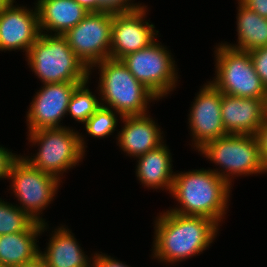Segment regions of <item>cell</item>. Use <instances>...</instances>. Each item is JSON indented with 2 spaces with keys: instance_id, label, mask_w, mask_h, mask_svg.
<instances>
[{
  "instance_id": "cell-14",
  "label": "cell",
  "mask_w": 267,
  "mask_h": 267,
  "mask_svg": "<svg viewBox=\"0 0 267 267\" xmlns=\"http://www.w3.org/2000/svg\"><path fill=\"white\" fill-rule=\"evenodd\" d=\"M33 8L15 2L0 9V51L23 50L27 55L40 35L38 10Z\"/></svg>"
},
{
  "instance_id": "cell-22",
  "label": "cell",
  "mask_w": 267,
  "mask_h": 267,
  "mask_svg": "<svg viewBox=\"0 0 267 267\" xmlns=\"http://www.w3.org/2000/svg\"><path fill=\"white\" fill-rule=\"evenodd\" d=\"M42 224L34 221L17 205L0 198V235L23 231H41Z\"/></svg>"
},
{
  "instance_id": "cell-17",
  "label": "cell",
  "mask_w": 267,
  "mask_h": 267,
  "mask_svg": "<svg viewBox=\"0 0 267 267\" xmlns=\"http://www.w3.org/2000/svg\"><path fill=\"white\" fill-rule=\"evenodd\" d=\"M60 225L50 233L45 250L39 252L47 267H92L93 256L85 254L68 226Z\"/></svg>"
},
{
  "instance_id": "cell-16",
  "label": "cell",
  "mask_w": 267,
  "mask_h": 267,
  "mask_svg": "<svg viewBox=\"0 0 267 267\" xmlns=\"http://www.w3.org/2000/svg\"><path fill=\"white\" fill-rule=\"evenodd\" d=\"M123 127L116 135L117 145L126 156L137 158L162 145L163 131L150 112L144 115L123 116Z\"/></svg>"
},
{
  "instance_id": "cell-11",
  "label": "cell",
  "mask_w": 267,
  "mask_h": 267,
  "mask_svg": "<svg viewBox=\"0 0 267 267\" xmlns=\"http://www.w3.org/2000/svg\"><path fill=\"white\" fill-rule=\"evenodd\" d=\"M192 103L187 116L193 149L198 150L205 143L227 135L221 117V91L207 81Z\"/></svg>"
},
{
  "instance_id": "cell-9",
  "label": "cell",
  "mask_w": 267,
  "mask_h": 267,
  "mask_svg": "<svg viewBox=\"0 0 267 267\" xmlns=\"http://www.w3.org/2000/svg\"><path fill=\"white\" fill-rule=\"evenodd\" d=\"M171 50L158 40L148 47L125 55L120 60L132 75L159 100L178 86V70Z\"/></svg>"
},
{
  "instance_id": "cell-10",
  "label": "cell",
  "mask_w": 267,
  "mask_h": 267,
  "mask_svg": "<svg viewBox=\"0 0 267 267\" xmlns=\"http://www.w3.org/2000/svg\"><path fill=\"white\" fill-rule=\"evenodd\" d=\"M112 25V12H90L63 36L75 55L90 69L110 58Z\"/></svg>"
},
{
  "instance_id": "cell-2",
  "label": "cell",
  "mask_w": 267,
  "mask_h": 267,
  "mask_svg": "<svg viewBox=\"0 0 267 267\" xmlns=\"http://www.w3.org/2000/svg\"><path fill=\"white\" fill-rule=\"evenodd\" d=\"M232 188L210 168L175 172L170 194L177 205L169 211L205 216L221 226L229 209Z\"/></svg>"
},
{
  "instance_id": "cell-1",
  "label": "cell",
  "mask_w": 267,
  "mask_h": 267,
  "mask_svg": "<svg viewBox=\"0 0 267 267\" xmlns=\"http://www.w3.org/2000/svg\"><path fill=\"white\" fill-rule=\"evenodd\" d=\"M152 259L175 264L198 256L209 249L220 226L205 216L181 215L166 211L154 220Z\"/></svg>"
},
{
  "instance_id": "cell-29",
  "label": "cell",
  "mask_w": 267,
  "mask_h": 267,
  "mask_svg": "<svg viewBox=\"0 0 267 267\" xmlns=\"http://www.w3.org/2000/svg\"><path fill=\"white\" fill-rule=\"evenodd\" d=\"M255 136L258 141L260 156L267 173V118L264 120L263 124L259 127Z\"/></svg>"
},
{
  "instance_id": "cell-28",
  "label": "cell",
  "mask_w": 267,
  "mask_h": 267,
  "mask_svg": "<svg viewBox=\"0 0 267 267\" xmlns=\"http://www.w3.org/2000/svg\"><path fill=\"white\" fill-rule=\"evenodd\" d=\"M91 255L93 256L94 267H130L126 263L99 251Z\"/></svg>"
},
{
  "instance_id": "cell-5",
  "label": "cell",
  "mask_w": 267,
  "mask_h": 267,
  "mask_svg": "<svg viewBox=\"0 0 267 267\" xmlns=\"http://www.w3.org/2000/svg\"><path fill=\"white\" fill-rule=\"evenodd\" d=\"M25 58L42 84L89 79V69L75 55L63 35L40 33Z\"/></svg>"
},
{
  "instance_id": "cell-12",
  "label": "cell",
  "mask_w": 267,
  "mask_h": 267,
  "mask_svg": "<svg viewBox=\"0 0 267 267\" xmlns=\"http://www.w3.org/2000/svg\"><path fill=\"white\" fill-rule=\"evenodd\" d=\"M83 82L46 83L34 95L26 113L28 132L64 127L68 104L75 88Z\"/></svg>"
},
{
  "instance_id": "cell-15",
  "label": "cell",
  "mask_w": 267,
  "mask_h": 267,
  "mask_svg": "<svg viewBox=\"0 0 267 267\" xmlns=\"http://www.w3.org/2000/svg\"><path fill=\"white\" fill-rule=\"evenodd\" d=\"M221 117L227 134L255 135L267 118V99L222 93Z\"/></svg>"
},
{
  "instance_id": "cell-24",
  "label": "cell",
  "mask_w": 267,
  "mask_h": 267,
  "mask_svg": "<svg viewBox=\"0 0 267 267\" xmlns=\"http://www.w3.org/2000/svg\"><path fill=\"white\" fill-rule=\"evenodd\" d=\"M122 116L111 108L100 106L95 113L84 123L86 134L94 138H108L116 130L119 118ZM118 118V119H117Z\"/></svg>"
},
{
  "instance_id": "cell-13",
  "label": "cell",
  "mask_w": 267,
  "mask_h": 267,
  "mask_svg": "<svg viewBox=\"0 0 267 267\" xmlns=\"http://www.w3.org/2000/svg\"><path fill=\"white\" fill-rule=\"evenodd\" d=\"M147 6L126 13H113L110 58L120 60L127 54L148 47L159 31L146 20ZM147 12V13H146ZM150 22V23H149Z\"/></svg>"
},
{
  "instance_id": "cell-23",
  "label": "cell",
  "mask_w": 267,
  "mask_h": 267,
  "mask_svg": "<svg viewBox=\"0 0 267 267\" xmlns=\"http://www.w3.org/2000/svg\"><path fill=\"white\" fill-rule=\"evenodd\" d=\"M89 79L79 84L73 91L68 104L67 116L84 124L101 106L100 97L89 89Z\"/></svg>"
},
{
  "instance_id": "cell-7",
  "label": "cell",
  "mask_w": 267,
  "mask_h": 267,
  "mask_svg": "<svg viewBox=\"0 0 267 267\" xmlns=\"http://www.w3.org/2000/svg\"><path fill=\"white\" fill-rule=\"evenodd\" d=\"M215 73L210 83L223 94L237 97L267 99V88L261 82L249 52L216 44Z\"/></svg>"
},
{
  "instance_id": "cell-30",
  "label": "cell",
  "mask_w": 267,
  "mask_h": 267,
  "mask_svg": "<svg viewBox=\"0 0 267 267\" xmlns=\"http://www.w3.org/2000/svg\"><path fill=\"white\" fill-rule=\"evenodd\" d=\"M246 8L256 12L261 17L267 18V0H238Z\"/></svg>"
},
{
  "instance_id": "cell-8",
  "label": "cell",
  "mask_w": 267,
  "mask_h": 267,
  "mask_svg": "<svg viewBox=\"0 0 267 267\" xmlns=\"http://www.w3.org/2000/svg\"><path fill=\"white\" fill-rule=\"evenodd\" d=\"M7 180L11 181L9 190L19 202L15 205L34 221L45 224L46 220L41 214L52 203L63 182L32 166L20 154L13 161Z\"/></svg>"
},
{
  "instance_id": "cell-4",
  "label": "cell",
  "mask_w": 267,
  "mask_h": 267,
  "mask_svg": "<svg viewBox=\"0 0 267 267\" xmlns=\"http://www.w3.org/2000/svg\"><path fill=\"white\" fill-rule=\"evenodd\" d=\"M26 133L31 147L37 145L38 151L22 157L37 169L56 176L61 182L64 172L78 166L85 157L87 145L84 135L72 127L65 125Z\"/></svg>"
},
{
  "instance_id": "cell-6",
  "label": "cell",
  "mask_w": 267,
  "mask_h": 267,
  "mask_svg": "<svg viewBox=\"0 0 267 267\" xmlns=\"http://www.w3.org/2000/svg\"><path fill=\"white\" fill-rule=\"evenodd\" d=\"M197 151L219 166L211 170L231 187L234 177L266 173L255 135L227 134L205 143Z\"/></svg>"
},
{
  "instance_id": "cell-26",
  "label": "cell",
  "mask_w": 267,
  "mask_h": 267,
  "mask_svg": "<svg viewBox=\"0 0 267 267\" xmlns=\"http://www.w3.org/2000/svg\"><path fill=\"white\" fill-rule=\"evenodd\" d=\"M255 72L267 88V46L249 52Z\"/></svg>"
},
{
  "instance_id": "cell-27",
  "label": "cell",
  "mask_w": 267,
  "mask_h": 267,
  "mask_svg": "<svg viewBox=\"0 0 267 267\" xmlns=\"http://www.w3.org/2000/svg\"><path fill=\"white\" fill-rule=\"evenodd\" d=\"M18 156V154L12 153L4 145H0V180L8 179L10 167Z\"/></svg>"
},
{
  "instance_id": "cell-19",
  "label": "cell",
  "mask_w": 267,
  "mask_h": 267,
  "mask_svg": "<svg viewBox=\"0 0 267 267\" xmlns=\"http://www.w3.org/2000/svg\"><path fill=\"white\" fill-rule=\"evenodd\" d=\"M172 153L164 142L159 147L135 158L136 177L143 187L171 191L175 172L173 171Z\"/></svg>"
},
{
  "instance_id": "cell-32",
  "label": "cell",
  "mask_w": 267,
  "mask_h": 267,
  "mask_svg": "<svg viewBox=\"0 0 267 267\" xmlns=\"http://www.w3.org/2000/svg\"><path fill=\"white\" fill-rule=\"evenodd\" d=\"M17 267H47V265L45 261L40 256H38L35 260L26 264L19 265Z\"/></svg>"
},
{
  "instance_id": "cell-31",
  "label": "cell",
  "mask_w": 267,
  "mask_h": 267,
  "mask_svg": "<svg viewBox=\"0 0 267 267\" xmlns=\"http://www.w3.org/2000/svg\"><path fill=\"white\" fill-rule=\"evenodd\" d=\"M79 5L84 7L89 13L100 12V4L97 0H75Z\"/></svg>"
},
{
  "instance_id": "cell-21",
  "label": "cell",
  "mask_w": 267,
  "mask_h": 267,
  "mask_svg": "<svg viewBox=\"0 0 267 267\" xmlns=\"http://www.w3.org/2000/svg\"><path fill=\"white\" fill-rule=\"evenodd\" d=\"M236 25L237 44L221 42L239 51L250 52L267 46V18L243 6L238 0Z\"/></svg>"
},
{
  "instance_id": "cell-33",
  "label": "cell",
  "mask_w": 267,
  "mask_h": 267,
  "mask_svg": "<svg viewBox=\"0 0 267 267\" xmlns=\"http://www.w3.org/2000/svg\"><path fill=\"white\" fill-rule=\"evenodd\" d=\"M17 2L16 0H0V9Z\"/></svg>"
},
{
  "instance_id": "cell-25",
  "label": "cell",
  "mask_w": 267,
  "mask_h": 267,
  "mask_svg": "<svg viewBox=\"0 0 267 267\" xmlns=\"http://www.w3.org/2000/svg\"><path fill=\"white\" fill-rule=\"evenodd\" d=\"M100 4V12L126 13L144 8L146 5L135 0H97ZM135 2V3H134Z\"/></svg>"
},
{
  "instance_id": "cell-20",
  "label": "cell",
  "mask_w": 267,
  "mask_h": 267,
  "mask_svg": "<svg viewBox=\"0 0 267 267\" xmlns=\"http://www.w3.org/2000/svg\"><path fill=\"white\" fill-rule=\"evenodd\" d=\"M48 223L42 224L41 231H23L0 235V264L17 267L29 263L39 256L38 237L47 231Z\"/></svg>"
},
{
  "instance_id": "cell-18",
  "label": "cell",
  "mask_w": 267,
  "mask_h": 267,
  "mask_svg": "<svg viewBox=\"0 0 267 267\" xmlns=\"http://www.w3.org/2000/svg\"><path fill=\"white\" fill-rule=\"evenodd\" d=\"M40 33L64 35L89 12L75 0H36Z\"/></svg>"
},
{
  "instance_id": "cell-3",
  "label": "cell",
  "mask_w": 267,
  "mask_h": 267,
  "mask_svg": "<svg viewBox=\"0 0 267 267\" xmlns=\"http://www.w3.org/2000/svg\"><path fill=\"white\" fill-rule=\"evenodd\" d=\"M96 68L99 69L96 92L100 96L101 106L111 108L123 117L147 114L150 103L159 101L121 60L109 58L100 61L89 69V80L94 72L92 70H97Z\"/></svg>"
}]
</instances>
